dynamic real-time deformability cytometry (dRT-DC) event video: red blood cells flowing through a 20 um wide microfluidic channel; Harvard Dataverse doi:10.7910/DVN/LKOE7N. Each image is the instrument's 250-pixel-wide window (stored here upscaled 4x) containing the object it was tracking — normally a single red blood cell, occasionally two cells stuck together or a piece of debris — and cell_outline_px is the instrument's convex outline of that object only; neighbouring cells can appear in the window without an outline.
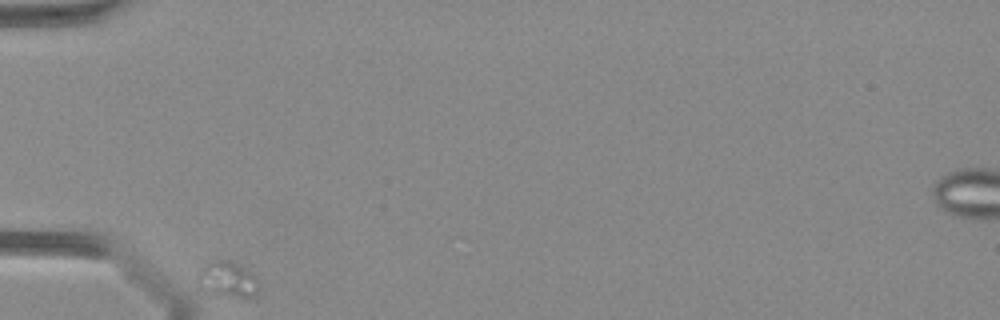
{"species": "Egyptian fruit bat (a non-hibernating species)", "species_latin": "Rousettus aegyptiacus", "temperature_condition": "warm", "stored_images_in_passage": 5, "camera_frame_rate_fps": 3000, "um_per_image_px": 0.085, "animal": {"sex": "female"}, "frame": {"image": 1, "passage_image": 1, "time_ms": 0.0, "image_size_px": [1000, 320], "cell_outline_px": [[256, 292], [248, 296], [236, 296], [208, 292], [200, 276], [200, 272], [204, 264], [212, 260], [228, 260], [240, 264], [256, 280]], "centroid_in_image_um": [19.35, 23.68], "position_along_channel_um": 65.7, "area_um2": 11.44}}